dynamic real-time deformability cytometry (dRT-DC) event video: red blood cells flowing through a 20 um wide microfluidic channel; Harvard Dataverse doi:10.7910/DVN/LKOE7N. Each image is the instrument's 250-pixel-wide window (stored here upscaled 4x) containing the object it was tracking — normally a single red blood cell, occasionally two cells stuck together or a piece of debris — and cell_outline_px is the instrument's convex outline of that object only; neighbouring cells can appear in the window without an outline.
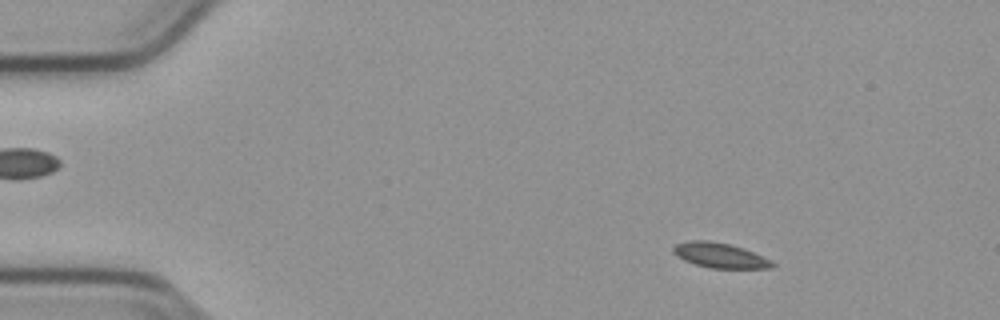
{"species": "common noctule bat (a hibernating species)", "species_latin": "Nyctalus noctula", "temperature_condition": "cold", "stored_images_in_passage": 53, "camera_frame_rate_fps": 3000, "um_per_image_px": 0.085, "animal": {"sex": "male", "body_mass_g": 23.1, "forearm_length_mm": 52.7}, "frame": {"image": 1, "passage_image": 6, "time_ms": 1.667, "image_size_px": [1000, 320], "cell_outline_px": [[776, 264], [772, 268], [712, 268], [696, 264], [684, 260], [676, 256], [672, 252], [672, 248], [676, 244], [688, 240], [708, 240], [728, 244], [744, 248], [772, 260]], "centroid_in_image_um": [61.19, 21.7], "position_along_channel_um": 23.8, "area_um2": 14.45}}
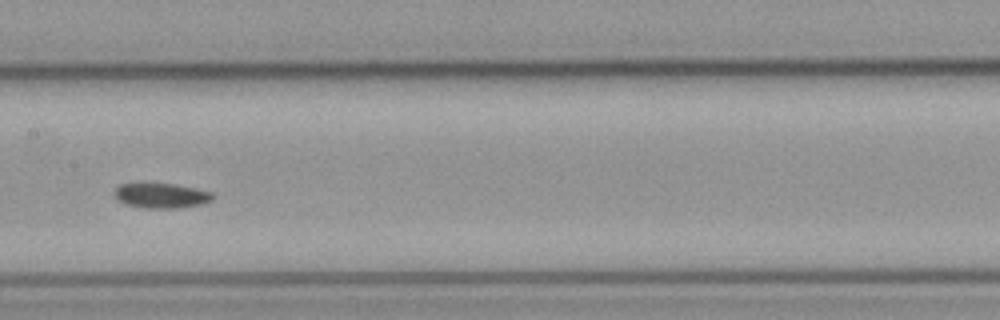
{"frame": {"image": 2, "passage_image": 26, "time_ms": 8.333, "image_size_px": [1000, 320], "cell_outline_px": [[216, 196], [212, 200], [204, 204], [176, 208], [144, 208], [124, 204], [116, 200], [112, 196], [112, 192], [120, 184], [172, 184], [196, 188], [212, 192]], "centroid_in_image_um": [13.69, 16.64], "position_along_channel_um": 193.7, "area_um2": 14.51}}
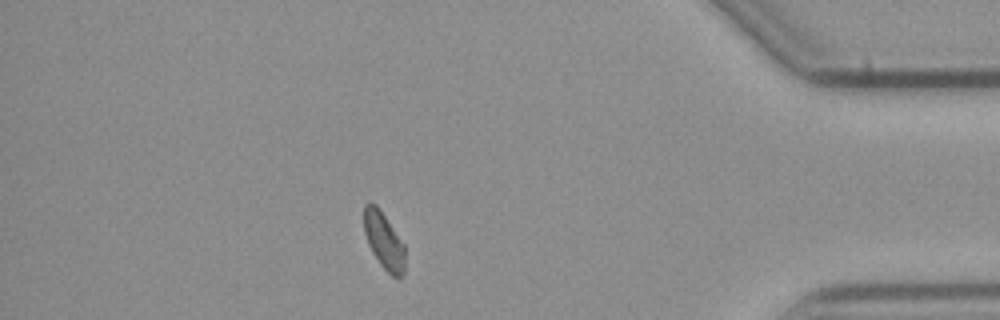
{"frame": {"image": 3, "passage_image": 46, "time_ms": 15.0, "image_size_px": [1000, 320], "cell_outline_px": [[404, 276], [392, 276], [380, 264], [372, 252], [368, 244], [364, 232], [364, 204], [368, 200], [376, 204], [380, 208], [404, 244]], "centroid_in_image_um": [32.61, 20.41], "position_along_channel_um": 402.6, "area_um2": 13.64}, "authors_computed_cell_mechanics": {"area_um2": 14.3344, "velocity_mm_per_s": 3.7712, "shape_relaxation_time_tau1_ms": null, "shape_relaxation_time_tau2_ms": 11.1401, "deformation_change_tau1": null, "deformation_change_tau2": 0.0948}}